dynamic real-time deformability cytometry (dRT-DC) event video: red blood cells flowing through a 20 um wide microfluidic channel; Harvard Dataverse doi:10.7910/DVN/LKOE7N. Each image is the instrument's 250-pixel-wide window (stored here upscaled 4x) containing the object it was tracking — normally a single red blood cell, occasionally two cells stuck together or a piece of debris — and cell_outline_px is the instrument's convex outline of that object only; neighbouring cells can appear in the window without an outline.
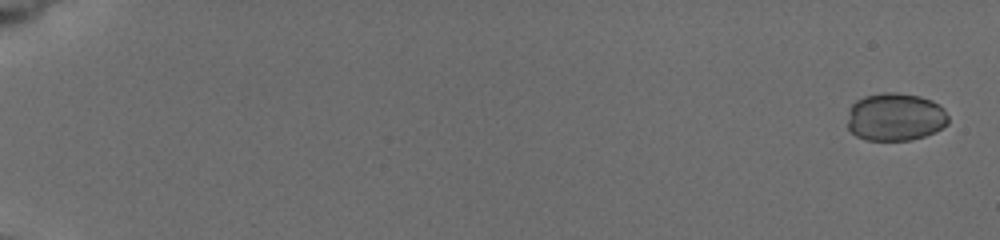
{"species": "common noctule bat (a hibernating species)", "species_latin": "Nyctalus noctula", "temperature_condition": "cold", "stored_images_in_passage": 9, "camera_frame_rate_fps": 3000, "um_per_image_px": 0.085, "animal": {"sex": "female", "body_mass_g": 19.5, "forearm_length_mm": 54.1}, "frame": {"image": 1, "passage_image": 1, "time_ms": 0.0, "image_size_px": [1000, 240], "cell_outline_px": [[948, 124], [924, 136], [912, 140], [864, 140], [856, 136], [848, 128], [848, 108], [856, 100], [864, 96], [884, 92], [896, 92], [920, 96], [932, 100], [940, 104], [944, 108], [948, 116]], "centroid_in_image_um": [76.09, 9.93], "position_along_channel_um": 8.9, "area_um2": 28.44}}
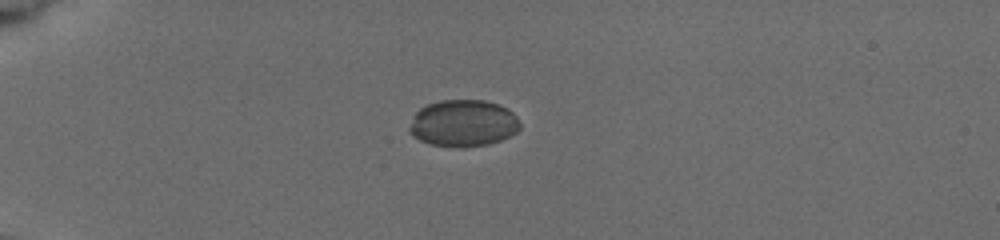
{"frame": {"image": 2, "passage_image": 6, "time_ms": 5.0, "image_size_px": [1000, 240], "cell_outline_px": [[520, 128], [516, 132], [500, 140], [488, 144], [432, 144], [420, 140], [412, 136], [408, 132], [408, 128], [416, 112], [420, 108], [428, 104], [440, 100], [484, 100], [500, 104], [508, 108], [516, 116], [520, 124]], "centroid_in_image_um": [39.38, 10.42], "position_along_channel_um": 45.6, "area_um2": 29.48}}
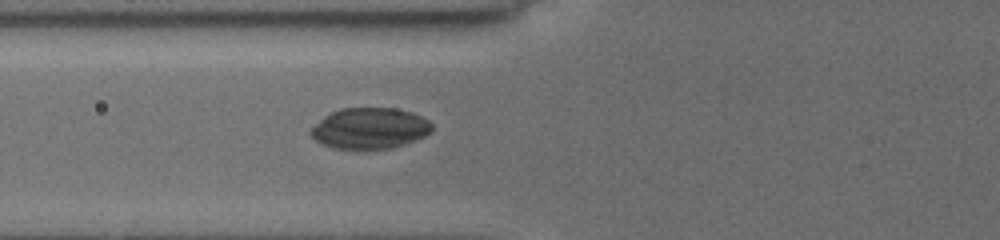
{"frame": {"image": 3, "passage_image": 9, "time_ms": 7.333, "image_size_px": [1000, 240], "cell_outline_px": [[432, 132], [416, 140], [392, 148], [332, 148], [320, 144], [308, 132], [324, 116], [340, 108], [396, 108], [412, 112], [428, 120], [432, 124]], "centroid_in_image_um": [31.44, 10.9], "position_along_channel_um": 94.4, "area_um2": 28.84}}